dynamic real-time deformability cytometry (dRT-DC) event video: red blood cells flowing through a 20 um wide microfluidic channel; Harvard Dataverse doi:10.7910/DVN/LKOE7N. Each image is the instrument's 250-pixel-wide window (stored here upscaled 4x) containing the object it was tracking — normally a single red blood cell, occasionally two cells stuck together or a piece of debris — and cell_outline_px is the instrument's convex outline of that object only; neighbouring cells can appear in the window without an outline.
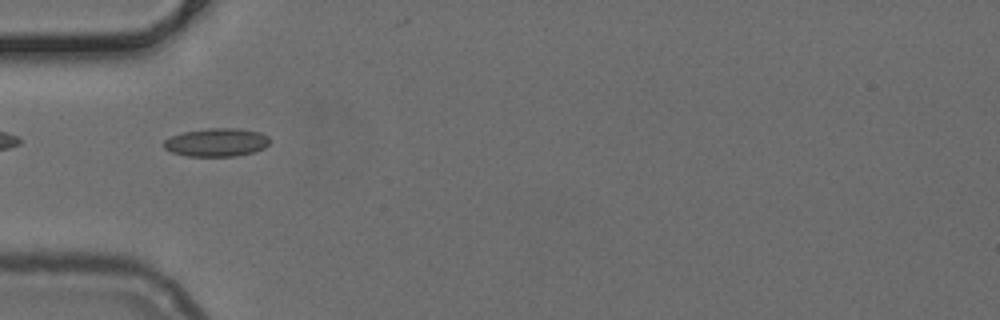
{"species": "common noctule bat (a hibernating species)", "species_latin": "Nyctalus noctula", "temperature_condition": "cold", "stored_images_in_passage": 37, "camera_frame_rate_fps": 3000, "um_per_image_px": 0.085, "animal": {"sex": "female", "body_mass_g": 24.6, "forearm_length_mm": 56.2}, "frame": {"image": 1, "passage_image": 2, "time_ms": 0.333, "image_size_px": [1000, 320], "cell_outline_px": [[272, 140], [264, 148], [252, 152], [236, 156], [188, 156], [172, 152], [164, 148], [160, 144], [164, 140], [172, 136], [184, 132], [208, 128], [236, 128], [260, 132], [268, 136]], "centroid_in_image_um": [18.4, 12.1], "position_along_channel_um": 66.6, "area_um2": 17.51}}
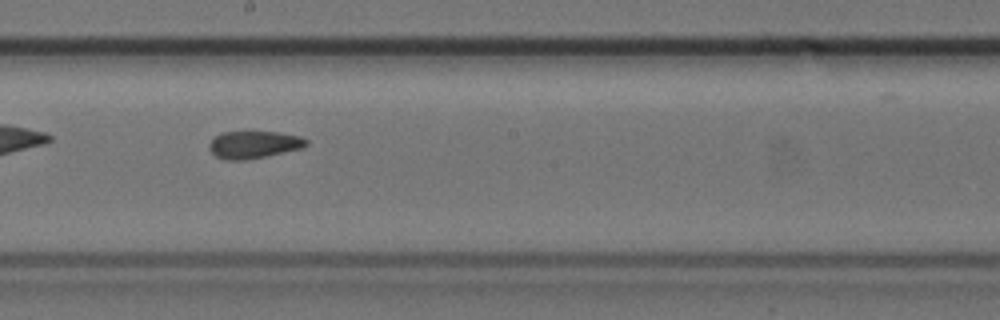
{"frame": {"image": 2, "passage_image": 14, "time_ms": 4.333, "image_size_px": [1000, 320], "cell_outline_px": [[308, 144], [304, 148], [244, 160], [224, 160], [216, 156], [208, 148], [208, 144], [216, 136], [224, 132], [280, 132], [300, 136], [308, 140]], "centroid_in_image_um": [21.59, 12.29], "position_along_channel_um": 226.6, "area_um2": 15.43}}
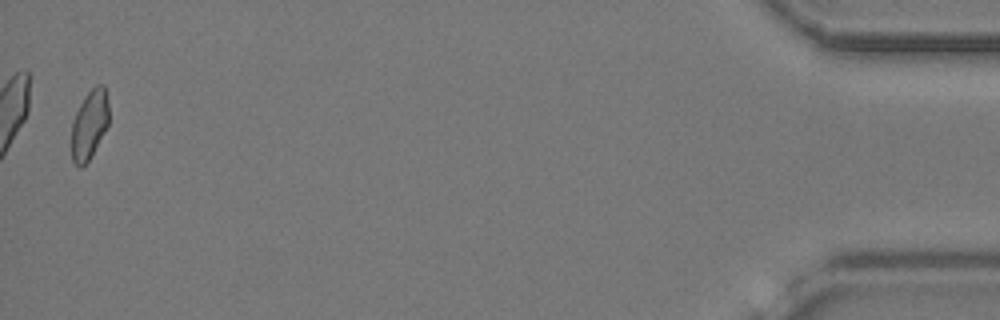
{"frame": {"image": 3, "passage_image": 36, "time_ms": 11.667, "image_size_px": [1000, 320], "cell_outline_px": [[108, 124], [104, 132], [88, 160], [80, 168], [72, 160], [72, 120], [84, 96], [96, 84], [104, 84], [108, 100]], "centroid_in_image_um": [7.6, 10.54], "position_along_channel_um": 427.6, "area_um2": 14.85}}